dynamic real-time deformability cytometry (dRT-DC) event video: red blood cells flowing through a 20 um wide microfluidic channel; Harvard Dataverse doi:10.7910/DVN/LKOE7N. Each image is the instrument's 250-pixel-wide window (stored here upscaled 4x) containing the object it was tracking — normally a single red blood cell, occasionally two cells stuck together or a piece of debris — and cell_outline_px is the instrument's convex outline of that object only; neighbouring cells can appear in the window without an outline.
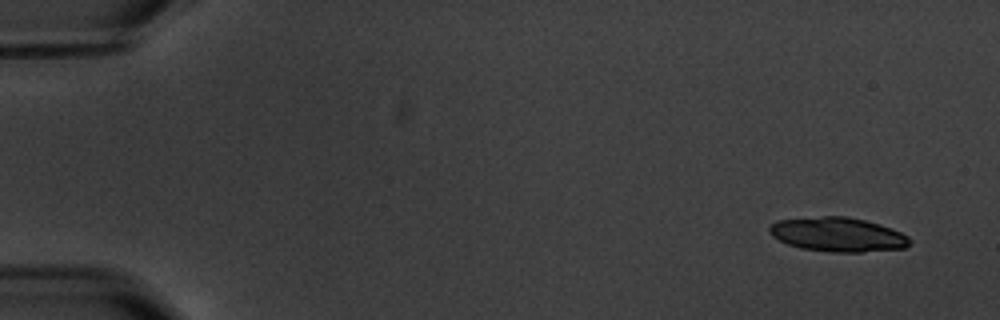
{"species": "common noctule bat (a hibernating species)", "species_latin": "Nyctalus noctula", "temperature_condition": "warm", "stored_images_in_passage": 10, "camera_frame_rate_fps": 3000, "um_per_image_px": 0.085, "animal": {"sex": "male", "body_mass_g": 20.1, "forearm_length_mm": 53.5}, "frame": {"image": 1, "passage_image": 1, "time_ms": 0.0, "image_size_px": [1000, 320], "cell_outline_px": [[912, 244], [904, 248], [860, 252], [832, 252], [800, 248], [788, 244], [772, 236], [768, 232], [768, 228], [776, 220], [824, 216], [848, 216], [880, 224], [892, 228], [908, 236], [912, 240]], "centroid_in_image_um": [71.23, 19.93], "position_along_channel_um": 13.8, "area_um2": 28.15}}
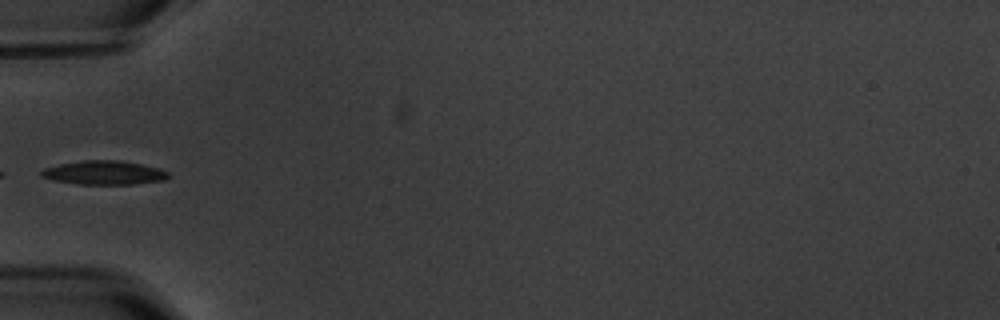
{"frame": {"image": 2, "passage_image": 5, "time_ms": 5.667, "image_size_px": [1000, 320], "cell_outline_px": [[168, 176], [164, 180], [132, 184], [76, 184], [52, 180], [40, 176], [40, 172], [44, 168], [60, 164], [84, 160], [116, 160], [140, 164], [160, 168], [168, 172]], "centroid_in_image_um": [8.81, 14.68], "position_along_channel_um": 76.2, "area_um2": 17.57}}